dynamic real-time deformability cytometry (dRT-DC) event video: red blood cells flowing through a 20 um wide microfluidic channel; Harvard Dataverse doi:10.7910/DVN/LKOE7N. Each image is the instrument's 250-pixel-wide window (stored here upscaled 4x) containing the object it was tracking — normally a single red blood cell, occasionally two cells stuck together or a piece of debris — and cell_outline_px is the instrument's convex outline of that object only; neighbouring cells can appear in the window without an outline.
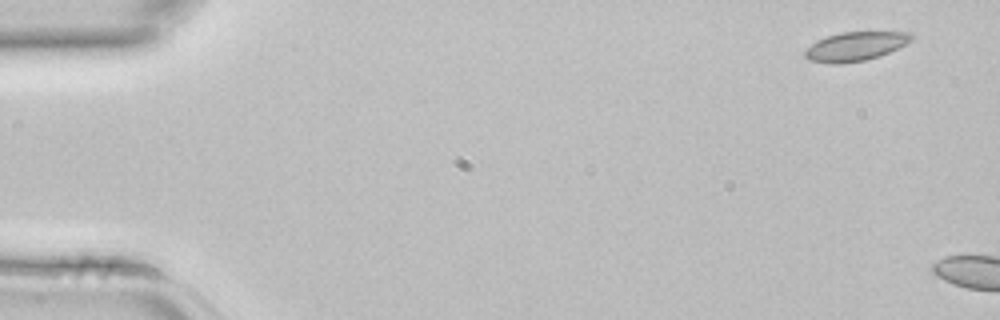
{"species": "common noctule bat (a hibernating species)", "species_latin": "Nyctalus noctula", "temperature_condition": "room temperature", "stored_images_in_passage": 5, "segment_of_instrument_passage": [1, 2], "camera_frame_rate_fps": 3000, "um_per_image_px": 0.085, "animal": {"sex": "female", "body_mass_g": 22.7, "forearm_length_mm": 54.2}, "frame": {"image": 1, "passage_image": 1, "time_ms": 0.0, "image_size_px": [1000, 320], "cell_outline_px": [[916, 36], [912, 40], [880, 56], [864, 60], [840, 64], [828, 64], [808, 60], [804, 56], [804, 52], [816, 40], [840, 32], [912, 32]], "centroid_in_image_um": [72.7, 3.94], "position_along_channel_um": 12.3, "area_um2": 17.98}}
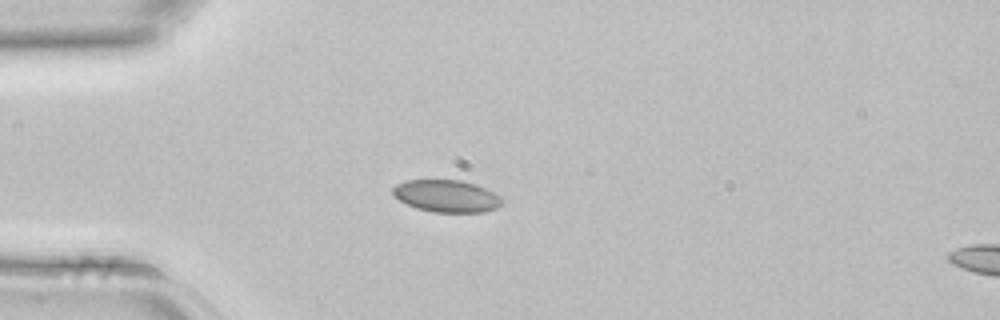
{"frame": {"image": 2, "passage_image": 4, "time_ms": 1.0, "image_size_px": [1000, 320], "cell_outline_px": [[504, 200], [496, 208], [484, 212], [432, 212], [416, 208], [400, 200], [392, 192], [392, 188], [396, 184], [404, 180], [460, 180], [476, 184], [500, 196]], "centroid_in_image_um": [37.95, 16.66], "position_along_channel_um": 47.0, "area_um2": 20.4}}